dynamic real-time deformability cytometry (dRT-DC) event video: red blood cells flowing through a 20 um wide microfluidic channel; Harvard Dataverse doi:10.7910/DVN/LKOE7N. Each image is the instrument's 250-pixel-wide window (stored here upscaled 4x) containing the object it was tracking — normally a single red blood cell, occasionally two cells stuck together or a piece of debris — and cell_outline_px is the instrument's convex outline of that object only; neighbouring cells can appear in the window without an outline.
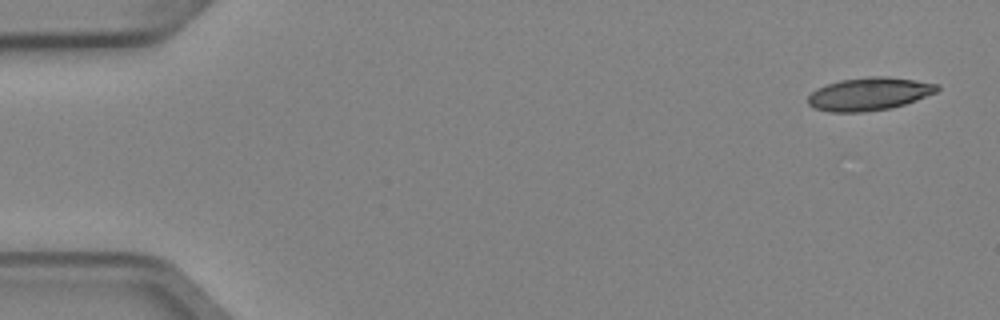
{"species": "Egyptian fruit bat (a non-hibernating species)", "species_latin": "Rousettus aegyptiacus", "temperature_condition": "cold", "stored_images_in_passage": 4, "camera_frame_rate_fps": 3000, "um_per_image_px": 0.085, "animal": {"sex": "female"}, "frame": {"image": 1, "passage_image": 1, "time_ms": 0.0, "image_size_px": [1000, 320], "cell_outline_px": [[940, 88], [936, 92], [916, 100], [892, 108], [860, 112], [828, 112], [816, 108], [808, 104], [808, 96], [816, 88], [840, 80], [868, 76], [888, 76], [916, 80], [940, 84]], "centroid_in_image_um": [73.89, 7.97], "position_along_channel_um": 11.1, "area_um2": 24.85}}
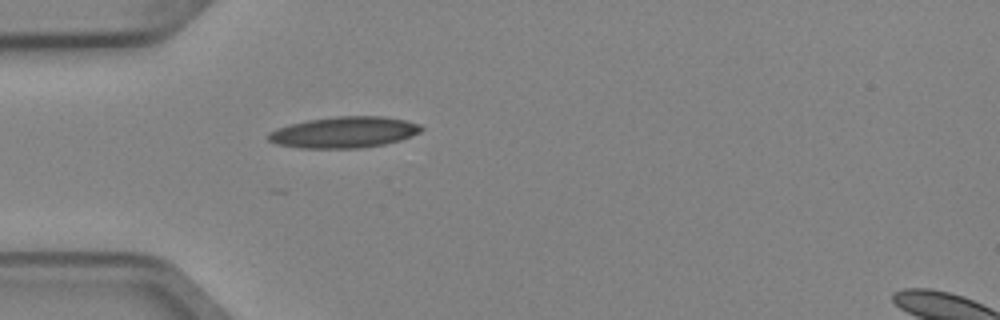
{"frame": {"image": 2, "passage_image": 4, "time_ms": 1.0, "image_size_px": [1000, 320], "cell_outline_px": [[424, 128], [420, 132], [412, 136], [400, 140], [384, 144], [360, 148], [300, 148], [276, 144], [268, 140], [268, 132], [276, 128], [308, 120], [336, 116], [384, 116], [404, 120], [420, 124]], "centroid_in_image_um": [29.25, 11.24], "position_along_channel_um": 55.7, "area_um2": 27.8}}